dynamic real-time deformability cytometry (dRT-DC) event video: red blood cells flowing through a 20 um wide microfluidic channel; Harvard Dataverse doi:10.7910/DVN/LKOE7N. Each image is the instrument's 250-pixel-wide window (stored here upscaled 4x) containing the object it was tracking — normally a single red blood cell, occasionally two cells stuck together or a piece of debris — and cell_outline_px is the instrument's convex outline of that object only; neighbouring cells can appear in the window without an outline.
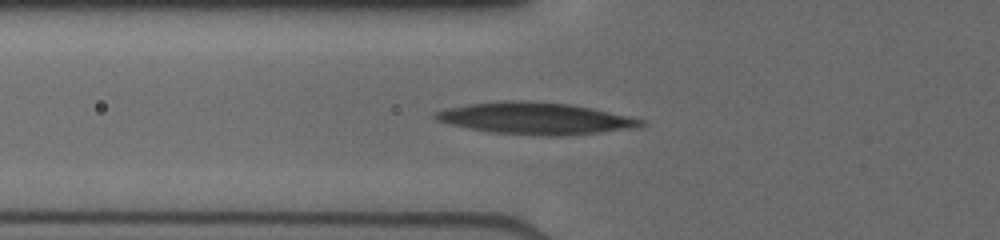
{"species": "human", "species_latin": "Homo sapiens", "temperature_condition": "cold", "stored_images_in_passage": 30, "camera_frame_rate_fps": 3000, "um_per_image_px": 0.085, "donor": {"sex": "male"}, "frame": {"image": 1, "passage_image": 2, "time_ms": 0.333, "image_size_px": [1000, 240], "cell_outline_px": [[644, 124], [632, 128], [600, 132], [560, 136], [532, 136], [488, 132], [448, 124], [436, 120], [432, 116], [436, 112], [448, 108], [468, 104], [500, 100], [520, 100], [568, 104], [592, 108], [628, 116], [644, 120]], "centroid_in_image_um": [45.44, 10.07], "position_along_channel_um": 80.4, "area_um2": 38.09}}
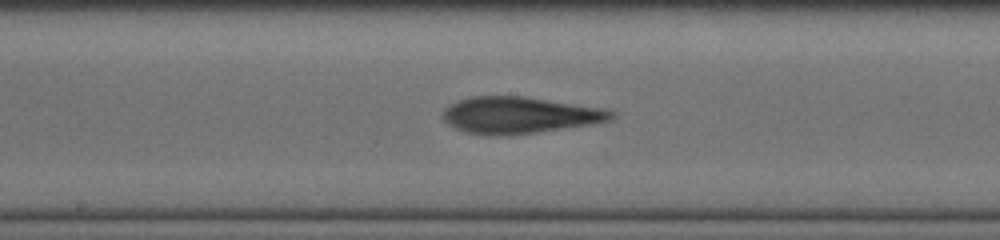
{"frame": {"image": 2, "passage_image": 15, "time_ms": 3.333, "image_size_px": [1000, 240], "cell_outline_px": [[616, 116], [612, 120], [592, 124], [536, 132], [468, 132], [456, 128], [448, 124], [444, 120], [444, 108], [460, 100], [472, 96], [528, 96], [604, 108], [616, 112]], "centroid_in_image_um": [44.27, 9.73], "position_along_channel_um": 203.9, "area_um2": 34.85}}
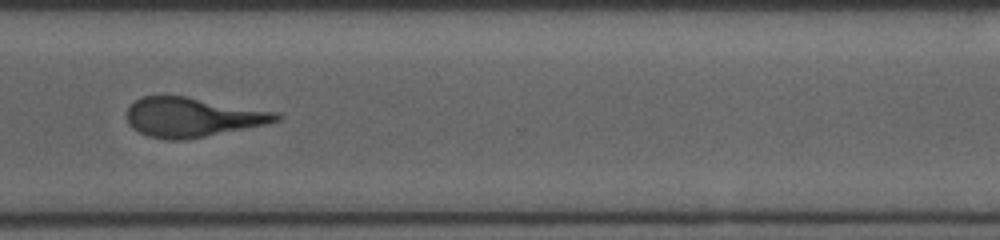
{"frame": {"image": 3, "passage_image": 29, "time_ms": 7.0, "image_size_px": [1000, 240], "cell_outline_px": [[280, 120], [264, 124], [204, 136], [180, 140], [168, 140], [148, 136], [132, 128], [128, 124], [128, 108], [136, 100], [144, 96], [184, 96], [280, 112]], "centroid_in_image_um": [16.35, 9.95], "position_along_channel_um": 354.2, "area_um2": 33.81}}